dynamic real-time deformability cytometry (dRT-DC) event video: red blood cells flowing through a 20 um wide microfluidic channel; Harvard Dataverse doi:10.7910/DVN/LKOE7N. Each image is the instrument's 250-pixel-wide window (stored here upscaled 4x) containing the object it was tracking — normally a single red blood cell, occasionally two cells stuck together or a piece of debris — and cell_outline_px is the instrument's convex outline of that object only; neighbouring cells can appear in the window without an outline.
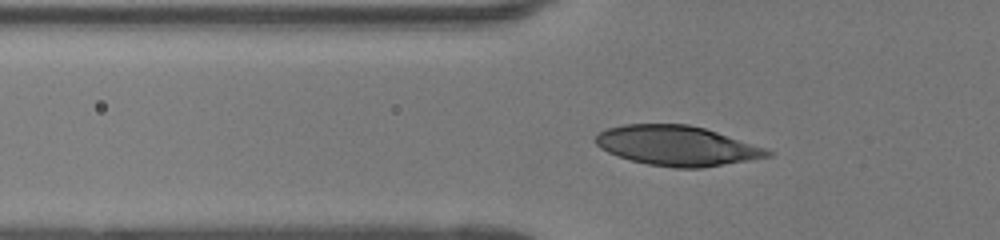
{"species": "human", "species_latin": "Homo sapiens", "temperature_condition": "room temperature", "stored_images_in_passage": 40, "camera_frame_rate_fps": 3000, "um_per_image_px": 0.085, "donor": {"sex": "female"}, "frame": {"image": 1, "passage_image": 9, "time_ms": 2.667, "image_size_px": [1000, 240], "cell_outline_px": [[772, 156], [704, 168], [676, 168], [648, 164], [632, 160], [608, 152], [600, 148], [592, 140], [600, 132], [608, 128], [624, 124], [688, 124], [704, 128], [764, 148], [772, 152]], "centroid_in_image_um": [57.51, 12.39], "position_along_channel_um": 68.3, "area_um2": 39.59}}
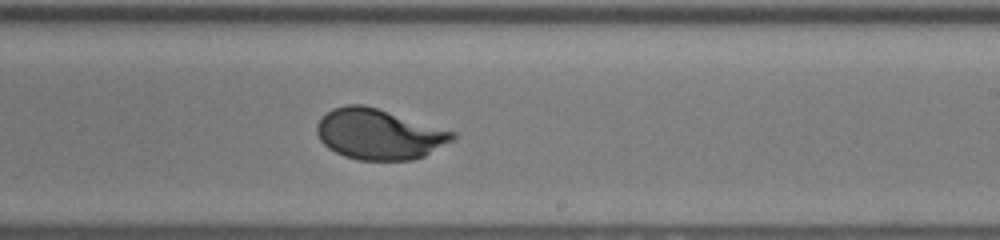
{"frame": {"image": 2, "passage_image": 23, "time_ms": 7.333, "image_size_px": [1000, 240], "cell_outline_px": [[456, 136], [452, 140], [424, 156], [412, 160], [356, 160], [344, 156], [328, 148], [320, 140], [316, 132], [316, 124], [332, 108], [348, 104], [364, 104], [456, 132]], "centroid_in_image_um": [32.19, 11.41], "position_along_channel_um": 256.8, "area_um2": 39.77}}
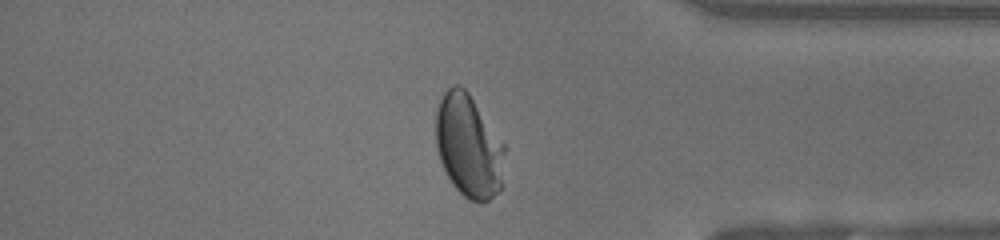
{"frame": {"image": 3, "passage_image": 34, "time_ms": 11.0, "image_size_px": [1000, 240], "cell_outline_px": [[504, 152], [500, 188], [488, 200], [468, 200], [452, 184], [440, 160], [436, 144], [436, 112], [440, 100], [444, 92], [452, 84], [460, 84], [468, 92], [504, 144]], "centroid_in_image_um": [39.8, 12.37], "position_along_channel_um": 395.4, "area_um2": 40.58}}